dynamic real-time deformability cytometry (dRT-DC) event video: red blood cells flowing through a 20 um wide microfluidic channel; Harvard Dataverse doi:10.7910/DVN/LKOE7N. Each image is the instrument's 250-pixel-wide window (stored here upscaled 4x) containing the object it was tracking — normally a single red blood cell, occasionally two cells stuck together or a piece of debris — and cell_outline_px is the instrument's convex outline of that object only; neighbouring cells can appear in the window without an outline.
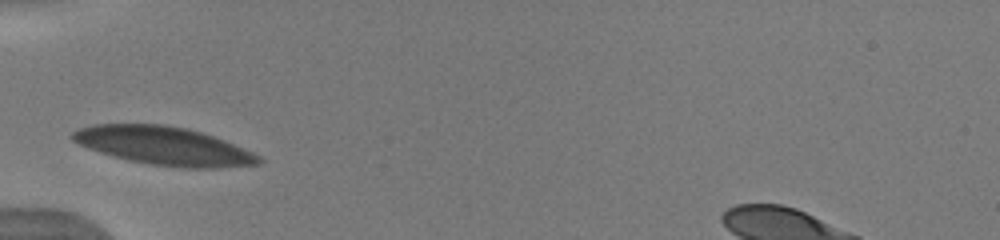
{"species": "human", "species_latin": "Homo sapiens", "temperature_condition": "warm", "stored_images_in_passage": 30, "camera_frame_rate_fps": 3000, "um_per_image_px": 0.085, "donor": {"sex": "male"}, "frame": {"image": 1, "passage_image": 1, "time_ms": 0.0, "image_size_px": [1000, 240], "cell_outline_px": [[264, 160], [260, 164], [220, 168], [184, 168], [152, 164], [128, 160], [100, 152], [88, 148], [72, 140], [68, 136], [72, 132], [80, 128], [92, 124], [164, 124], [188, 128], [224, 140], [252, 152], [260, 156]], "centroid_in_image_um": [13.93, 12.4], "position_along_channel_um": 71.1, "area_um2": 41.5}}
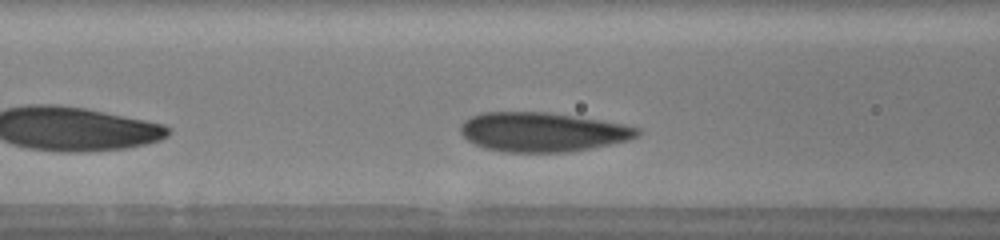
{"frame": {"image": 2, "passage_image": 5, "time_ms": 1.333, "image_size_px": [1000, 240], "cell_outline_px": [[640, 132], [636, 136], [628, 140], [568, 152], [504, 152], [484, 148], [468, 140], [460, 132], [460, 124], [464, 120], [480, 112], [548, 112], [600, 120], [624, 124], [640, 128]], "centroid_in_image_um": [46.07, 11.21], "position_along_channel_um": 120.5, "area_um2": 40.34}, "authors_computed_cell_mechanics": {"area_um2": 39.6797, "velocity_mm_per_s": 3.831, "shape_relaxation_time_tau1_ms": 2.2333, "shape_relaxation_time_tau2_ms": null, "deformation_change_tau1": 0.0995, "deformation_change_tau2": null}}